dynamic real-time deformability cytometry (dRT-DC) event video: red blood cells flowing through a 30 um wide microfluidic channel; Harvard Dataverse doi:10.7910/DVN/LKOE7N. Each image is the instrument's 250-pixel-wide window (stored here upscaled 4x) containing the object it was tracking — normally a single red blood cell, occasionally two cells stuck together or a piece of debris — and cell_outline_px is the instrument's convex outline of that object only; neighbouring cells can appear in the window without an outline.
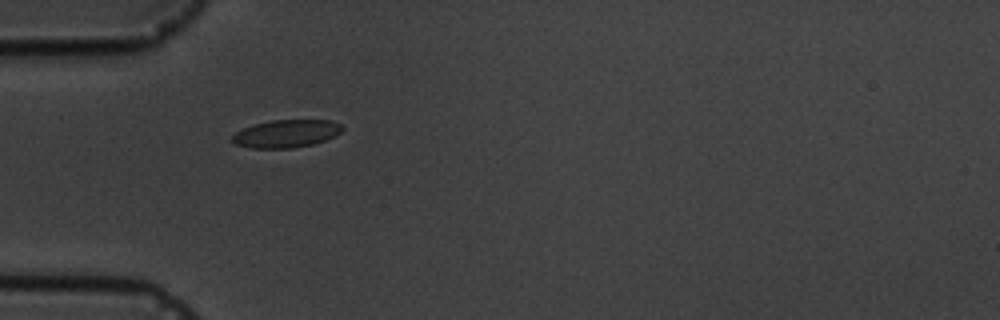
{"species": "common noctule bat (a hibernating species)", "species_latin": "Nyctalus noctula", "temperature_condition": "cold", "stored_images_in_passage": 8, "camera_frame_rate_fps": 3000, "um_per_image_px": 0.085, "animal": {"sex": "male", "body_mass_g": 19.5, "forearm_length_mm": 54.6}, "frame": {"image": 1, "passage_image": 6, "time_ms": 7.333, "image_size_px": [1000, 320], "cell_outline_px": [[344, 128], [336, 136], [312, 144], [292, 148], [248, 148], [236, 144], [232, 140], [232, 136], [236, 132], [244, 128], [256, 124], [272, 120], [332, 120], [340, 124]], "centroid_in_image_um": [24.35, 11.36], "position_along_channel_um": 60.7, "area_um2": 17.69}}
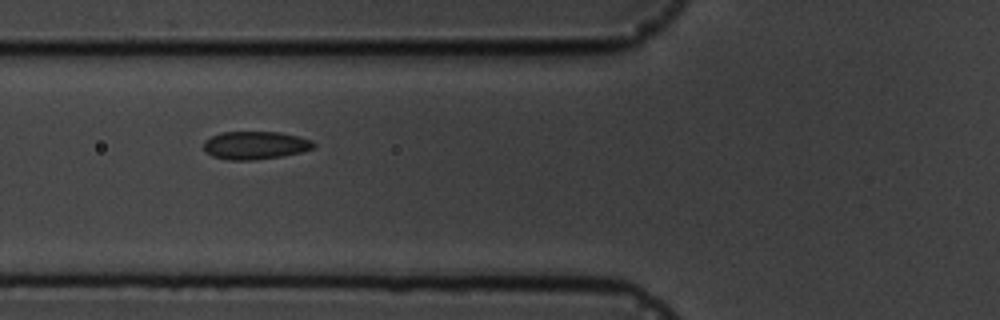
{"frame": {"image": 2, "passage_image": 7, "time_ms": 8.667, "image_size_px": [1000, 320], "cell_outline_px": [[316, 144], [312, 148], [300, 152], [280, 156], [252, 160], [228, 160], [212, 156], [204, 152], [204, 140], [220, 132], [280, 132], [312, 140]], "centroid_in_image_um": [21.64, 12.35], "position_along_channel_um": 104.2, "area_um2": 17.86}}
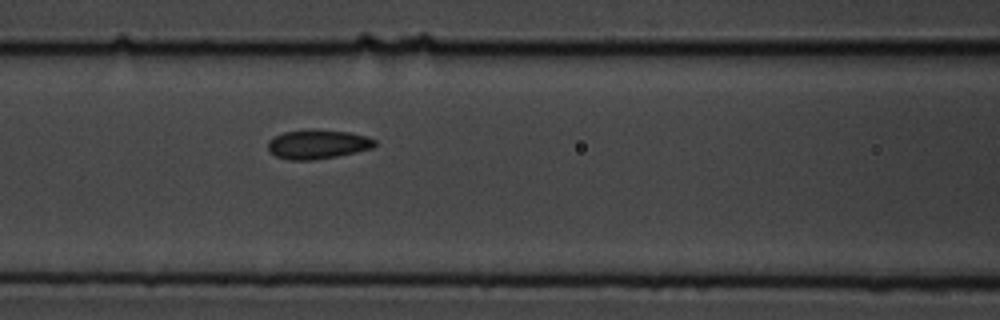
{"frame": {"image": 3, "passage_image": 8, "time_ms": 9.667, "image_size_px": [1000, 320], "cell_outline_px": [[376, 144], [372, 148], [356, 152], [336, 156], [312, 160], [288, 160], [276, 156], [268, 152], [268, 140], [284, 132], [312, 128], [348, 132], [368, 136], [376, 140]], "centroid_in_image_um": [26.99, 12.25], "position_along_channel_um": 139.6, "area_um2": 18.38}}